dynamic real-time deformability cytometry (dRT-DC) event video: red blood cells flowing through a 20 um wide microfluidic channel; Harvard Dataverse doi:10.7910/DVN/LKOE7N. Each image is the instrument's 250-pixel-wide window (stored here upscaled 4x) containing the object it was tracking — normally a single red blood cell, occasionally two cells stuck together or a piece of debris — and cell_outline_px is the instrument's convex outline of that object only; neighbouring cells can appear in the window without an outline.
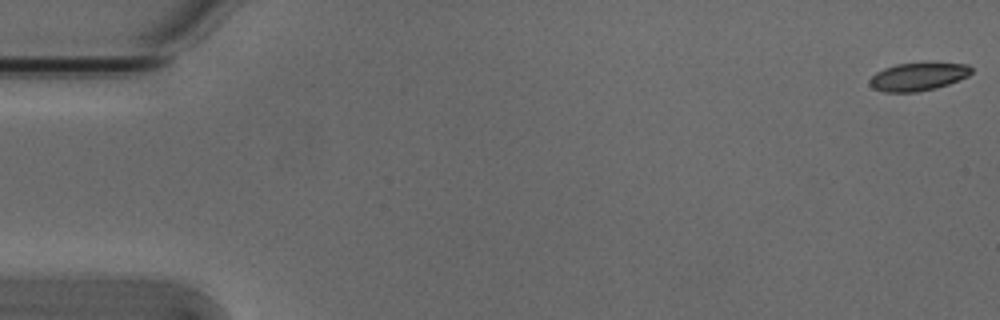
{"species": "Egyptian fruit bat (a non-hibernating species)", "species_latin": "Rousettus aegyptiacus", "temperature_condition": "cold", "stored_images_in_passage": 6, "segment_of_instrument_passage": [1, 2], "camera_frame_rate_fps": 3000, "um_per_image_px": 0.085, "animal": {"sex": "male"}, "frame": {"image": 1, "passage_image": 1, "time_ms": 0.0, "image_size_px": [1000, 320], "cell_outline_px": [[972, 72], [968, 76], [948, 84], [936, 88], [916, 92], [884, 92], [872, 88], [868, 84], [868, 80], [876, 72], [884, 68], [896, 64], [924, 60], [968, 64], [972, 68]], "centroid_in_image_um": [78.04, 6.47], "position_along_channel_um": 7.0, "area_um2": 17.4}}
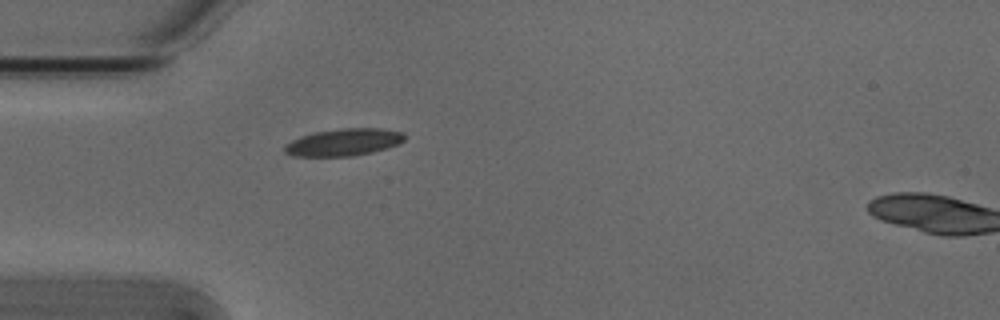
{"frame": {"image": 2, "passage_image": 5, "time_ms": 1.333, "image_size_px": [1000, 320], "cell_outline_px": [[404, 140], [400, 144], [372, 152], [352, 156], [292, 156], [284, 152], [284, 144], [300, 136], [316, 132], [340, 128], [380, 128], [404, 132]], "centroid_in_image_um": [29.21, 12.09], "position_along_channel_um": 55.8, "area_um2": 19.07}}